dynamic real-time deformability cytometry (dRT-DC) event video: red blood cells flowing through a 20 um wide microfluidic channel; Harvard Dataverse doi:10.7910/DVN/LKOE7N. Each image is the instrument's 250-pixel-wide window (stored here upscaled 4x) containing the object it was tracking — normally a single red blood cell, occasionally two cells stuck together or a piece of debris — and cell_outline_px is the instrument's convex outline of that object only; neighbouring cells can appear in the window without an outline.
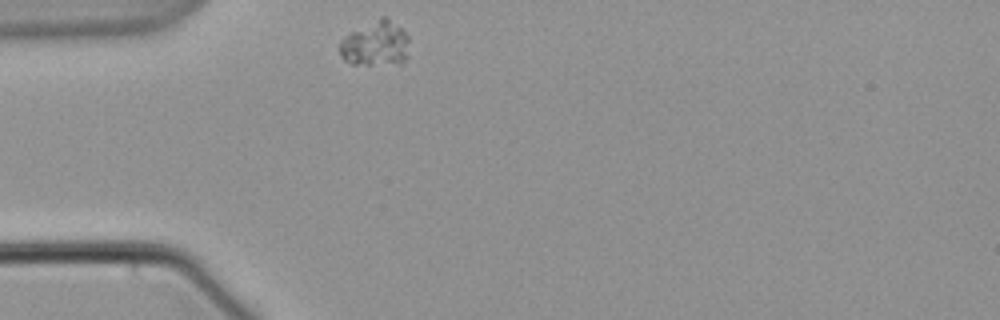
{"species": "common noctule bat (a hibernating species)", "species_latin": "Nyctalus noctula", "temperature_condition": "warm", "stored_images_in_passage": 1, "camera_frame_rate_fps": 3000, "um_per_image_px": 0.085, "animal": {"sex": "male", "body_mass_g": 21.5, "forearm_length_mm": 52.0}, "frame": {"image": 1, "passage_image": 1, "time_ms": 0.0, "image_size_px": [1000, 320], "cell_outline_px": [[408, 56], [400, 64], [348, 64], [340, 56], [340, 40], [344, 36], [380, 16], [384, 16], [400, 28], [408, 36]], "centroid_in_image_um": [31.91, 3.73], "position_along_channel_um": 53.1, "area_um2": 18.26}}